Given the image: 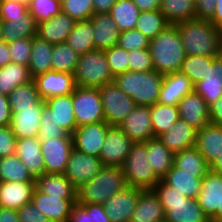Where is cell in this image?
Segmentation results:
<instances>
[{
  "label": "cell",
  "mask_w": 222,
  "mask_h": 222,
  "mask_svg": "<svg viewBox=\"0 0 222 222\" xmlns=\"http://www.w3.org/2000/svg\"><path fill=\"white\" fill-rule=\"evenodd\" d=\"M127 186L121 167L104 166L93 179L77 189V204L103 205L110 197Z\"/></svg>",
  "instance_id": "277c9868"
},
{
  "label": "cell",
  "mask_w": 222,
  "mask_h": 222,
  "mask_svg": "<svg viewBox=\"0 0 222 222\" xmlns=\"http://www.w3.org/2000/svg\"><path fill=\"white\" fill-rule=\"evenodd\" d=\"M119 127L134 142L153 139L150 106L136 105Z\"/></svg>",
  "instance_id": "e0dca14e"
},
{
  "label": "cell",
  "mask_w": 222,
  "mask_h": 222,
  "mask_svg": "<svg viewBox=\"0 0 222 222\" xmlns=\"http://www.w3.org/2000/svg\"><path fill=\"white\" fill-rule=\"evenodd\" d=\"M215 5V13L209 21L222 31V0H216Z\"/></svg>",
  "instance_id": "a7ac6f4b"
},
{
  "label": "cell",
  "mask_w": 222,
  "mask_h": 222,
  "mask_svg": "<svg viewBox=\"0 0 222 222\" xmlns=\"http://www.w3.org/2000/svg\"><path fill=\"white\" fill-rule=\"evenodd\" d=\"M149 44L150 39L147 38L141 31L131 29L120 32L117 45L129 52L149 48Z\"/></svg>",
  "instance_id": "816d5d0a"
},
{
  "label": "cell",
  "mask_w": 222,
  "mask_h": 222,
  "mask_svg": "<svg viewBox=\"0 0 222 222\" xmlns=\"http://www.w3.org/2000/svg\"><path fill=\"white\" fill-rule=\"evenodd\" d=\"M27 4L14 1L0 0V21L8 22L10 18L25 16L28 14Z\"/></svg>",
  "instance_id": "11a10c76"
},
{
  "label": "cell",
  "mask_w": 222,
  "mask_h": 222,
  "mask_svg": "<svg viewBox=\"0 0 222 222\" xmlns=\"http://www.w3.org/2000/svg\"><path fill=\"white\" fill-rule=\"evenodd\" d=\"M211 222H222V210H218L211 218Z\"/></svg>",
  "instance_id": "8c879c8a"
},
{
  "label": "cell",
  "mask_w": 222,
  "mask_h": 222,
  "mask_svg": "<svg viewBox=\"0 0 222 222\" xmlns=\"http://www.w3.org/2000/svg\"><path fill=\"white\" fill-rule=\"evenodd\" d=\"M45 173L64 174L73 147V137L66 134L59 138L40 139Z\"/></svg>",
  "instance_id": "30bf717a"
},
{
  "label": "cell",
  "mask_w": 222,
  "mask_h": 222,
  "mask_svg": "<svg viewBox=\"0 0 222 222\" xmlns=\"http://www.w3.org/2000/svg\"><path fill=\"white\" fill-rule=\"evenodd\" d=\"M113 82L129 95L136 105L152 106L158 102L163 74L155 70L128 71L114 77Z\"/></svg>",
  "instance_id": "5b68a950"
},
{
  "label": "cell",
  "mask_w": 222,
  "mask_h": 222,
  "mask_svg": "<svg viewBox=\"0 0 222 222\" xmlns=\"http://www.w3.org/2000/svg\"><path fill=\"white\" fill-rule=\"evenodd\" d=\"M99 91L105 122L111 126H119L135 108L134 100L114 82L103 85Z\"/></svg>",
  "instance_id": "ba28073f"
},
{
  "label": "cell",
  "mask_w": 222,
  "mask_h": 222,
  "mask_svg": "<svg viewBox=\"0 0 222 222\" xmlns=\"http://www.w3.org/2000/svg\"><path fill=\"white\" fill-rule=\"evenodd\" d=\"M147 159L146 142H135L121 167L128 186L152 189L161 180Z\"/></svg>",
  "instance_id": "52a82bcc"
},
{
  "label": "cell",
  "mask_w": 222,
  "mask_h": 222,
  "mask_svg": "<svg viewBox=\"0 0 222 222\" xmlns=\"http://www.w3.org/2000/svg\"><path fill=\"white\" fill-rule=\"evenodd\" d=\"M67 132L56 122L53 112L44 103L38 131L39 139L63 137Z\"/></svg>",
  "instance_id": "c3c4849f"
},
{
  "label": "cell",
  "mask_w": 222,
  "mask_h": 222,
  "mask_svg": "<svg viewBox=\"0 0 222 222\" xmlns=\"http://www.w3.org/2000/svg\"><path fill=\"white\" fill-rule=\"evenodd\" d=\"M195 147L210 166L222 155V125L208 123L197 131Z\"/></svg>",
  "instance_id": "83f0119b"
},
{
  "label": "cell",
  "mask_w": 222,
  "mask_h": 222,
  "mask_svg": "<svg viewBox=\"0 0 222 222\" xmlns=\"http://www.w3.org/2000/svg\"><path fill=\"white\" fill-rule=\"evenodd\" d=\"M140 13L133 0H117L109 11L120 32L135 29Z\"/></svg>",
  "instance_id": "f35d334b"
},
{
  "label": "cell",
  "mask_w": 222,
  "mask_h": 222,
  "mask_svg": "<svg viewBox=\"0 0 222 222\" xmlns=\"http://www.w3.org/2000/svg\"><path fill=\"white\" fill-rule=\"evenodd\" d=\"M36 182L0 181V207L19 210L32 202Z\"/></svg>",
  "instance_id": "ffe728a7"
},
{
  "label": "cell",
  "mask_w": 222,
  "mask_h": 222,
  "mask_svg": "<svg viewBox=\"0 0 222 222\" xmlns=\"http://www.w3.org/2000/svg\"><path fill=\"white\" fill-rule=\"evenodd\" d=\"M32 202L50 222H68L72 208L77 203V198L49 196L36 187Z\"/></svg>",
  "instance_id": "9a60e30c"
},
{
  "label": "cell",
  "mask_w": 222,
  "mask_h": 222,
  "mask_svg": "<svg viewBox=\"0 0 222 222\" xmlns=\"http://www.w3.org/2000/svg\"><path fill=\"white\" fill-rule=\"evenodd\" d=\"M73 110L77 127L105 121L99 88L76 86L73 92Z\"/></svg>",
  "instance_id": "9c48e42d"
},
{
  "label": "cell",
  "mask_w": 222,
  "mask_h": 222,
  "mask_svg": "<svg viewBox=\"0 0 222 222\" xmlns=\"http://www.w3.org/2000/svg\"><path fill=\"white\" fill-rule=\"evenodd\" d=\"M174 165L188 173H208L210 166L196 147L174 154Z\"/></svg>",
  "instance_id": "ee69618b"
},
{
  "label": "cell",
  "mask_w": 222,
  "mask_h": 222,
  "mask_svg": "<svg viewBox=\"0 0 222 222\" xmlns=\"http://www.w3.org/2000/svg\"><path fill=\"white\" fill-rule=\"evenodd\" d=\"M11 118L12 113L8 96L0 94V127L10 125Z\"/></svg>",
  "instance_id": "94428289"
},
{
  "label": "cell",
  "mask_w": 222,
  "mask_h": 222,
  "mask_svg": "<svg viewBox=\"0 0 222 222\" xmlns=\"http://www.w3.org/2000/svg\"><path fill=\"white\" fill-rule=\"evenodd\" d=\"M73 76L80 87L100 88L114 80L104 50L98 49L79 57Z\"/></svg>",
  "instance_id": "8992f818"
},
{
  "label": "cell",
  "mask_w": 222,
  "mask_h": 222,
  "mask_svg": "<svg viewBox=\"0 0 222 222\" xmlns=\"http://www.w3.org/2000/svg\"><path fill=\"white\" fill-rule=\"evenodd\" d=\"M180 72L185 74L193 85H195L199 81H202L204 75L208 72V56L186 55Z\"/></svg>",
  "instance_id": "bcb514c9"
},
{
  "label": "cell",
  "mask_w": 222,
  "mask_h": 222,
  "mask_svg": "<svg viewBox=\"0 0 222 222\" xmlns=\"http://www.w3.org/2000/svg\"><path fill=\"white\" fill-rule=\"evenodd\" d=\"M37 91L42 100L51 97L67 95L74 92L76 88L73 74L60 71H47L33 78Z\"/></svg>",
  "instance_id": "5bb4252c"
},
{
  "label": "cell",
  "mask_w": 222,
  "mask_h": 222,
  "mask_svg": "<svg viewBox=\"0 0 222 222\" xmlns=\"http://www.w3.org/2000/svg\"><path fill=\"white\" fill-rule=\"evenodd\" d=\"M36 187L49 196L77 198V188L64 174L44 173L36 179Z\"/></svg>",
  "instance_id": "1f68e13d"
},
{
  "label": "cell",
  "mask_w": 222,
  "mask_h": 222,
  "mask_svg": "<svg viewBox=\"0 0 222 222\" xmlns=\"http://www.w3.org/2000/svg\"><path fill=\"white\" fill-rule=\"evenodd\" d=\"M103 167L99 157L82 153L73 148L64 175L78 189L93 179Z\"/></svg>",
  "instance_id": "8fae6325"
},
{
  "label": "cell",
  "mask_w": 222,
  "mask_h": 222,
  "mask_svg": "<svg viewBox=\"0 0 222 222\" xmlns=\"http://www.w3.org/2000/svg\"><path fill=\"white\" fill-rule=\"evenodd\" d=\"M149 50L154 70L163 75L180 71L186 57L178 27L172 24L150 40Z\"/></svg>",
  "instance_id": "7a4b0ae2"
},
{
  "label": "cell",
  "mask_w": 222,
  "mask_h": 222,
  "mask_svg": "<svg viewBox=\"0 0 222 222\" xmlns=\"http://www.w3.org/2000/svg\"><path fill=\"white\" fill-rule=\"evenodd\" d=\"M147 160L156 175L162 179L174 165V153L159 138L146 141Z\"/></svg>",
  "instance_id": "d6a6232c"
},
{
  "label": "cell",
  "mask_w": 222,
  "mask_h": 222,
  "mask_svg": "<svg viewBox=\"0 0 222 222\" xmlns=\"http://www.w3.org/2000/svg\"><path fill=\"white\" fill-rule=\"evenodd\" d=\"M11 62L12 60L9 53L8 43L0 41V68Z\"/></svg>",
  "instance_id": "89a4df30"
},
{
  "label": "cell",
  "mask_w": 222,
  "mask_h": 222,
  "mask_svg": "<svg viewBox=\"0 0 222 222\" xmlns=\"http://www.w3.org/2000/svg\"><path fill=\"white\" fill-rule=\"evenodd\" d=\"M12 63L29 65L32 51V38H20L8 43Z\"/></svg>",
  "instance_id": "f5cc1de1"
},
{
  "label": "cell",
  "mask_w": 222,
  "mask_h": 222,
  "mask_svg": "<svg viewBox=\"0 0 222 222\" xmlns=\"http://www.w3.org/2000/svg\"><path fill=\"white\" fill-rule=\"evenodd\" d=\"M34 36H37V23L30 13L2 22V41L6 43Z\"/></svg>",
  "instance_id": "836d02e7"
},
{
  "label": "cell",
  "mask_w": 222,
  "mask_h": 222,
  "mask_svg": "<svg viewBox=\"0 0 222 222\" xmlns=\"http://www.w3.org/2000/svg\"><path fill=\"white\" fill-rule=\"evenodd\" d=\"M134 143L119 126H110L99 158L104 166L122 167Z\"/></svg>",
  "instance_id": "7c38bea8"
},
{
  "label": "cell",
  "mask_w": 222,
  "mask_h": 222,
  "mask_svg": "<svg viewBox=\"0 0 222 222\" xmlns=\"http://www.w3.org/2000/svg\"><path fill=\"white\" fill-rule=\"evenodd\" d=\"M159 197L167 222H211L197 198H188L162 179L152 188Z\"/></svg>",
  "instance_id": "3957f363"
},
{
  "label": "cell",
  "mask_w": 222,
  "mask_h": 222,
  "mask_svg": "<svg viewBox=\"0 0 222 222\" xmlns=\"http://www.w3.org/2000/svg\"><path fill=\"white\" fill-rule=\"evenodd\" d=\"M144 189L127 186L114 194L104 204V209L111 222H129L140 193Z\"/></svg>",
  "instance_id": "2e32d148"
},
{
  "label": "cell",
  "mask_w": 222,
  "mask_h": 222,
  "mask_svg": "<svg viewBox=\"0 0 222 222\" xmlns=\"http://www.w3.org/2000/svg\"><path fill=\"white\" fill-rule=\"evenodd\" d=\"M151 122L154 138L169 131L180 118L178 106L155 103L150 106Z\"/></svg>",
  "instance_id": "74e56055"
},
{
  "label": "cell",
  "mask_w": 222,
  "mask_h": 222,
  "mask_svg": "<svg viewBox=\"0 0 222 222\" xmlns=\"http://www.w3.org/2000/svg\"><path fill=\"white\" fill-rule=\"evenodd\" d=\"M194 91L190 79L180 71L163 75L158 103L178 106L179 101Z\"/></svg>",
  "instance_id": "7402d4cb"
},
{
  "label": "cell",
  "mask_w": 222,
  "mask_h": 222,
  "mask_svg": "<svg viewBox=\"0 0 222 222\" xmlns=\"http://www.w3.org/2000/svg\"><path fill=\"white\" fill-rule=\"evenodd\" d=\"M107 62L109 65V69L113 77L120 75L122 73H126L129 71L128 66V51L121 48L118 45H115L111 48L104 50Z\"/></svg>",
  "instance_id": "f907efd6"
},
{
  "label": "cell",
  "mask_w": 222,
  "mask_h": 222,
  "mask_svg": "<svg viewBox=\"0 0 222 222\" xmlns=\"http://www.w3.org/2000/svg\"><path fill=\"white\" fill-rule=\"evenodd\" d=\"M62 12L76 21L89 20L94 14L92 0H61Z\"/></svg>",
  "instance_id": "681fc988"
},
{
  "label": "cell",
  "mask_w": 222,
  "mask_h": 222,
  "mask_svg": "<svg viewBox=\"0 0 222 222\" xmlns=\"http://www.w3.org/2000/svg\"><path fill=\"white\" fill-rule=\"evenodd\" d=\"M207 173H188L175 165L168 171L162 180L175 188L180 194L188 198H198L202 179Z\"/></svg>",
  "instance_id": "f546056e"
},
{
  "label": "cell",
  "mask_w": 222,
  "mask_h": 222,
  "mask_svg": "<svg viewBox=\"0 0 222 222\" xmlns=\"http://www.w3.org/2000/svg\"><path fill=\"white\" fill-rule=\"evenodd\" d=\"M179 117L199 131L209 121V106L195 91L184 96L178 103Z\"/></svg>",
  "instance_id": "44dd1931"
},
{
  "label": "cell",
  "mask_w": 222,
  "mask_h": 222,
  "mask_svg": "<svg viewBox=\"0 0 222 222\" xmlns=\"http://www.w3.org/2000/svg\"><path fill=\"white\" fill-rule=\"evenodd\" d=\"M129 71L143 72L154 70L149 48L128 52Z\"/></svg>",
  "instance_id": "db71d44e"
},
{
  "label": "cell",
  "mask_w": 222,
  "mask_h": 222,
  "mask_svg": "<svg viewBox=\"0 0 222 222\" xmlns=\"http://www.w3.org/2000/svg\"><path fill=\"white\" fill-rule=\"evenodd\" d=\"M198 203L209 219L222 210V175L209 171L202 179Z\"/></svg>",
  "instance_id": "603a6c76"
},
{
  "label": "cell",
  "mask_w": 222,
  "mask_h": 222,
  "mask_svg": "<svg viewBox=\"0 0 222 222\" xmlns=\"http://www.w3.org/2000/svg\"><path fill=\"white\" fill-rule=\"evenodd\" d=\"M79 57L66 42L53 45L52 70L74 74Z\"/></svg>",
  "instance_id": "f6af8a7d"
},
{
  "label": "cell",
  "mask_w": 222,
  "mask_h": 222,
  "mask_svg": "<svg viewBox=\"0 0 222 222\" xmlns=\"http://www.w3.org/2000/svg\"><path fill=\"white\" fill-rule=\"evenodd\" d=\"M43 104L41 99L32 108H18L12 114L10 127L16 139L38 137Z\"/></svg>",
  "instance_id": "ac0fdd59"
},
{
  "label": "cell",
  "mask_w": 222,
  "mask_h": 222,
  "mask_svg": "<svg viewBox=\"0 0 222 222\" xmlns=\"http://www.w3.org/2000/svg\"><path fill=\"white\" fill-rule=\"evenodd\" d=\"M68 222H94L93 211H86L81 205L75 204Z\"/></svg>",
  "instance_id": "91938a15"
},
{
  "label": "cell",
  "mask_w": 222,
  "mask_h": 222,
  "mask_svg": "<svg viewBox=\"0 0 222 222\" xmlns=\"http://www.w3.org/2000/svg\"><path fill=\"white\" fill-rule=\"evenodd\" d=\"M76 22L75 19L61 11L49 20L37 24V36L52 45L64 43Z\"/></svg>",
  "instance_id": "cb8c5ba5"
},
{
  "label": "cell",
  "mask_w": 222,
  "mask_h": 222,
  "mask_svg": "<svg viewBox=\"0 0 222 222\" xmlns=\"http://www.w3.org/2000/svg\"><path fill=\"white\" fill-rule=\"evenodd\" d=\"M20 222H50L48 218L38 210L33 202L24 205L17 210Z\"/></svg>",
  "instance_id": "6f0895ef"
},
{
  "label": "cell",
  "mask_w": 222,
  "mask_h": 222,
  "mask_svg": "<svg viewBox=\"0 0 222 222\" xmlns=\"http://www.w3.org/2000/svg\"><path fill=\"white\" fill-rule=\"evenodd\" d=\"M86 211H93L94 222H111L105 212L104 206L100 204H84L81 205Z\"/></svg>",
  "instance_id": "6125c7cd"
},
{
  "label": "cell",
  "mask_w": 222,
  "mask_h": 222,
  "mask_svg": "<svg viewBox=\"0 0 222 222\" xmlns=\"http://www.w3.org/2000/svg\"><path fill=\"white\" fill-rule=\"evenodd\" d=\"M186 55H221L222 31L209 20L191 19L175 24Z\"/></svg>",
  "instance_id": "6da1fadb"
},
{
  "label": "cell",
  "mask_w": 222,
  "mask_h": 222,
  "mask_svg": "<svg viewBox=\"0 0 222 222\" xmlns=\"http://www.w3.org/2000/svg\"><path fill=\"white\" fill-rule=\"evenodd\" d=\"M195 18L210 20L216 8V0H195Z\"/></svg>",
  "instance_id": "680465c9"
},
{
  "label": "cell",
  "mask_w": 222,
  "mask_h": 222,
  "mask_svg": "<svg viewBox=\"0 0 222 222\" xmlns=\"http://www.w3.org/2000/svg\"><path fill=\"white\" fill-rule=\"evenodd\" d=\"M0 41H2V22L0 21Z\"/></svg>",
  "instance_id": "34e18365"
},
{
  "label": "cell",
  "mask_w": 222,
  "mask_h": 222,
  "mask_svg": "<svg viewBox=\"0 0 222 222\" xmlns=\"http://www.w3.org/2000/svg\"><path fill=\"white\" fill-rule=\"evenodd\" d=\"M139 10L150 11L160 9L161 0H133Z\"/></svg>",
  "instance_id": "03108f58"
},
{
  "label": "cell",
  "mask_w": 222,
  "mask_h": 222,
  "mask_svg": "<svg viewBox=\"0 0 222 222\" xmlns=\"http://www.w3.org/2000/svg\"><path fill=\"white\" fill-rule=\"evenodd\" d=\"M6 1H14V2H19V3H22V4H27L28 5L27 0H6Z\"/></svg>",
  "instance_id": "753ad0ef"
},
{
  "label": "cell",
  "mask_w": 222,
  "mask_h": 222,
  "mask_svg": "<svg viewBox=\"0 0 222 222\" xmlns=\"http://www.w3.org/2000/svg\"><path fill=\"white\" fill-rule=\"evenodd\" d=\"M209 121L212 124L222 125V97L209 106Z\"/></svg>",
  "instance_id": "be15d7a7"
},
{
  "label": "cell",
  "mask_w": 222,
  "mask_h": 222,
  "mask_svg": "<svg viewBox=\"0 0 222 222\" xmlns=\"http://www.w3.org/2000/svg\"><path fill=\"white\" fill-rule=\"evenodd\" d=\"M15 154L34 179L45 173V164L38 137L17 139Z\"/></svg>",
  "instance_id": "d4e9b609"
},
{
  "label": "cell",
  "mask_w": 222,
  "mask_h": 222,
  "mask_svg": "<svg viewBox=\"0 0 222 222\" xmlns=\"http://www.w3.org/2000/svg\"><path fill=\"white\" fill-rule=\"evenodd\" d=\"M90 20L94 28L95 49L106 50L118 44L120 31L109 13L93 14Z\"/></svg>",
  "instance_id": "4316f807"
},
{
  "label": "cell",
  "mask_w": 222,
  "mask_h": 222,
  "mask_svg": "<svg viewBox=\"0 0 222 222\" xmlns=\"http://www.w3.org/2000/svg\"><path fill=\"white\" fill-rule=\"evenodd\" d=\"M195 0H161L160 11L172 24L195 18Z\"/></svg>",
  "instance_id": "ab89813d"
},
{
  "label": "cell",
  "mask_w": 222,
  "mask_h": 222,
  "mask_svg": "<svg viewBox=\"0 0 222 222\" xmlns=\"http://www.w3.org/2000/svg\"><path fill=\"white\" fill-rule=\"evenodd\" d=\"M94 14L98 13H109L112 6L117 0H92Z\"/></svg>",
  "instance_id": "e7e4bbea"
},
{
  "label": "cell",
  "mask_w": 222,
  "mask_h": 222,
  "mask_svg": "<svg viewBox=\"0 0 222 222\" xmlns=\"http://www.w3.org/2000/svg\"><path fill=\"white\" fill-rule=\"evenodd\" d=\"M110 126L102 121L77 127L72 134L73 147L82 153L99 157Z\"/></svg>",
  "instance_id": "4fadbf2b"
},
{
  "label": "cell",
  "mask_w": 222,
  "mask_h": 222,
  "mask_svg": "<svg viewBox=\"0 0 222 222\" xmlns=\"http://www.w3.org/2000/svg\"><path fill=\"white\" fill-rule=\"evenodd\" d=\"M91 20L77 21L66 39V43L79 55L95 50Z\"/></svg>",
  "instance_id": "8d00e7d4"
},
{
  "label": "cell",
  "mask_w": 222,
  "mask_h": 222,
  "mask_svg": "<svg viewBox=\"0 0 222 222\" xmlns=\"http://www.w3.org/2000/svg\"><path fill=\"white\" fill-rule=\"evenodd\" d=\"M61 7V0H30L27 5L37 24L56 16L62 11Z\"/></svg>",
  "instance_id": "7dc6e473"
},
{
  "label": "cell",
  "mask_w": 222,
  "mask_h": 222,
  "mask_svg": "<svg viewBox=\"0 0 222 222\" xmlns=\"http://www.w3.org/2000/svg\"><path fill=\"white\" fill-rule=\"evenodd\" d=\"M8 99L12 114L18 112V108H32V105L41 100L34 80L14 88L8 95Z\"/></svg>",
  "instance_id": "7bdbcfd3"
},
{
  "label": "cell",
  "mask_w": 222,
  "mask_h": 222,
  "mask_svg": "<svg viewBox=\"0 0 222 222\" xmlns=\"http://www.w3.org/2000/svg\"><path fill=\"white\" fill-rule=\"evenodd\" d=\"M164 220L165 212L159 197L152 189L143 190L129 222H162Z\"/></svg>",
  "instance_id": "f1b7e54d"
},
{
  "label": "cell",
  "mask_w": 222,
  "mask_h": 222,
  "mask_svg": "<svg viewBox=\"0 0 222 222\" xmlns=\"http://www.w3.org/2000/svg\"><path fill=\"white\" fill-rule=\"evenodd\" d=\"M171 25L159 10L142 11L135 29L141 31L150 40Z\"/></svg>",
  "instance_id": "b9f144b4"
},
{
  "label": "cell",
  "mask_w": 222,
  "mask_h": 222,
  "mask_svg": "<svg viewBox=\"0 0 222 222\" xmlns=\"http://www.w3.org/2000/svg\"><path fill=\"white\" fill-rule=\"evenodd\" d=\"M0 222H20L17 210L0 207Z\"/></svg>",
  "instance_id": "003e7915"
},
{
  "label": "cell",
  "mask_w": 222,
  "mask_h": 222,
  "mask_svg": "<svg viewBox=\"0 0 222 222\" xmlns=\"http://www.w3.org/2000/svg\"><path fill=\"white\" fill-rule=\"evenodd\" d=\"M52 48L53 45L39 38L32 37V51L29 61V71L32 78L52 70Z\"/></svg>",
  "instance_id": "e575fe53"
},
{
  "label": "cell",
  "mask_w": 222,
  "mask_h": 222,
  "mask_svg": "<svg viewBox=\"0 0 222 222\" xmlns=\"http://www.w3.org/2000/svg\"><path fill=\"white\" fill-rule=\"evenodd\" d=\"M44 103L53 112L56 122L68 133L73 134L77 122L73 110V93L51 97Z\"/></svg>",
  "instance_id": "4dcf8cb0"
},
{
  "label": "cell",
  "mask_w": 222,
  "mask_h": 222,
  "mask_svg": "<svg viewBox=\"0 0 222 222\" xmlns=\"http://www.w3.org/2000/svg\"><path fill=\"white\" fill-rule=\"evenodd\" d=\"M32 80L28 66L11 62L0 68V94L8 96L14 88Z\"/></svg>",
  "instance_id": "d590c367"
},
{
  "label": "cell",
  "mask_w": 222,
  "mask_h": 222,
  "mask_svg": "<svg viewBox=\"0 0 222 222\" xmlns=\"http://www.w3.org/2000/svg\"><path fill=\"white\" fill-rule=\"evenodd\" d=\"M16 140L10 125L0 127V158L15 154Z\"/></svg>",
  "instance_id": "9f6ffc18"
},
{
  "label": "cell",
  "mask_w": 222,
  "mask_h": 222,
  "mask_svg": "<svg viewBox=\"0 0 222 222\" xmlns=\"http://www.w3.org/2000/svg\"><path fill=\"white\" fill-rule=\"evenodd\" d=\"M0 181L36 182L26 166L16 154L2 157L0 161Z\"/></svg>",
  "instance_id": "60d3db41"
},
{
  "label": "cell",
  "mask_w": 222,
  "mask_h": 222,
  "mask_svg": "<svg viewBox=\"0 0 222 222\" xmlns=\"http://www.w3.org/2000/svg\"><path fill=\"white\" fill-rule=\"evenodd\" d=\"M194 91L206 101L208 106L222 97V55L208 57V72L202 81L194 85Z\"/></svg>",
  "instance_id": "d6986e66"
},
{
  "label": "cell",
  "mask_w": 222,
  "mask_h": 222,
  "mask_svg": "<svg viewBox=\"0 0 222 222\" xmlns=\"http://www.w3.org/2000/svg\"><path fill=\"white\" fill-rule=\"evenodd\" d=\"M158 138L175 154L196 146L197 130L179 118L169 131Z\"/></svg>",
  "instance_id": "484cf974"
},
{
  "label": "cell",
  "mask_w": 222,
  "mask_h": 222,
  "mask_svg": "<svg viewBox=\"0 0 222 222\" xmlns=\"http://www.w3.org/2000/svg\"><path fill=\"white\" fill-rule=\"evenodd\" d=\"M210 171L222 175V155H219L218 159L210 165Z\"/></svg>",
  "instance_id": "2644e50d"
}]
</instances>
